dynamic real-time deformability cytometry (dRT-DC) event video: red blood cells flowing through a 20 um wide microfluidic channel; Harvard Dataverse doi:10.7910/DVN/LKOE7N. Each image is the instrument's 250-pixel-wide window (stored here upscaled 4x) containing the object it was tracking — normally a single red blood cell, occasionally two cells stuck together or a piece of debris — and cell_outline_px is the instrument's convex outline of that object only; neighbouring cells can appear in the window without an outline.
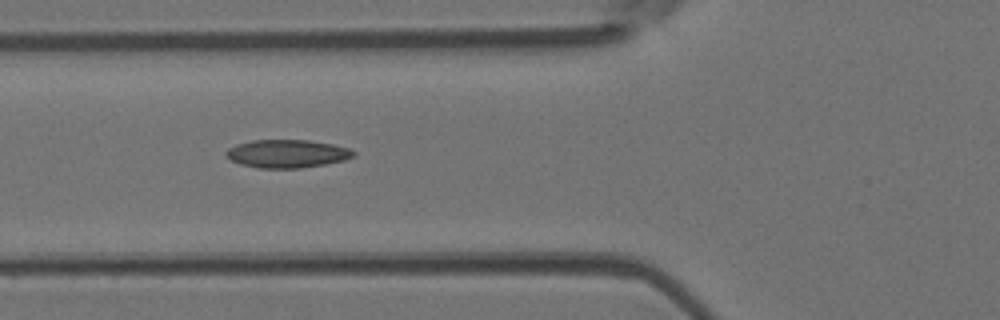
{"species": "Egyptian fruit bat (a non-hibernating species)", "species_latin": "Rousettus aegyptiacus", "temperature_condition": "room temperature", "stored_images_in_passage": 9, "camera_frame_rate_fps": 3000, "um_per_image_px": 0.085, "animal": {"sex": "female"}, "frame": {"image": 1, "passage_image": 6, "time_ms": 1.667, "image_size_px": [1000, 320], "cell_outline_px": [[356, 152], [352, 156], [344, 160], [324, 164], [300, 168], [260, 168], [240, 164], [224, 156], [224, 152], [228, 148], [236, 144], [252, 140], [308, 140], [332, 144], [348, 148]], "centroid_in_image_um": [24.35, 13.06], "position_along_channel_um": 101.4, "area_um2": 20.81}}
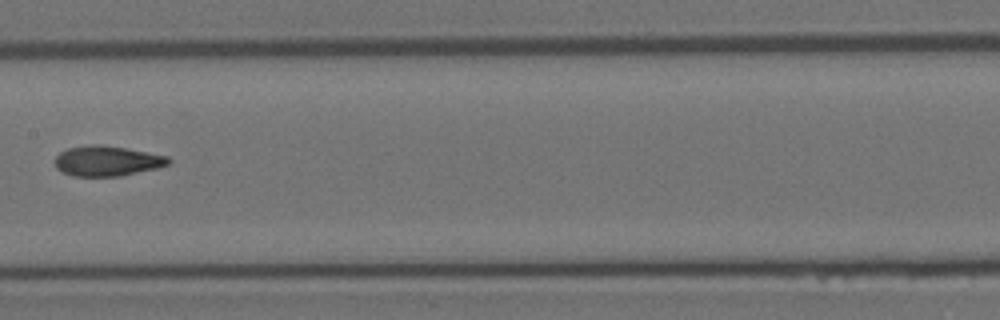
{"frame": {"image": 2, "passage_image": 8, "time_ms": 2.333, "image_size_px": [1000, 320], "cell_outline_px": [[172, 160], [168, 164], [156, 168], [120, 176], [72, 176], [60, 172], [56, 168], [56, 156], [60, 152], [68, 148], [92, 144], [96, 144], [124, 148], [168, 156]], "centroid_in_image_um": [9.07, 13.69], "position_along_channel_um": 198.3, "area_um2": 19.83}}
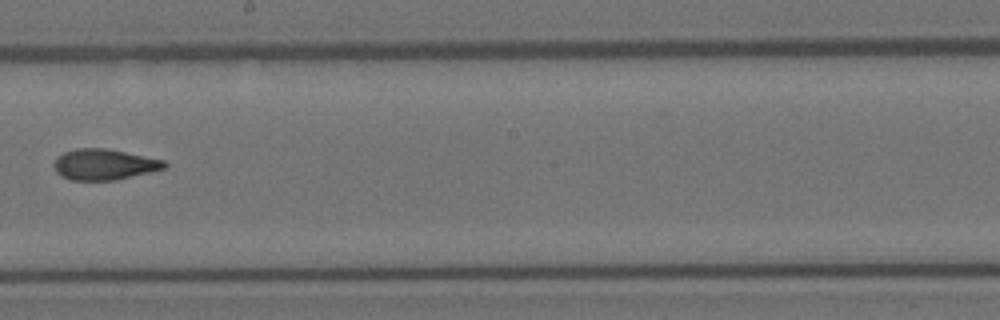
{"frame": {"image": 3, "passage_image": 9, "time_ms": 2.667, "image_size_px": [1000, 320], "cell_outline_px": [[168, 164], [164, 168], [152, 172], [116, 180], [68, 180], [60, 176], [56, 172], [52, 164], [64, 152], [76, 148], [104, 148], [164, 160]], "centroid_in_image_um": [8.84, 13.99], "position_along_channel_um": 239.4, "area_um2": 19.83}}